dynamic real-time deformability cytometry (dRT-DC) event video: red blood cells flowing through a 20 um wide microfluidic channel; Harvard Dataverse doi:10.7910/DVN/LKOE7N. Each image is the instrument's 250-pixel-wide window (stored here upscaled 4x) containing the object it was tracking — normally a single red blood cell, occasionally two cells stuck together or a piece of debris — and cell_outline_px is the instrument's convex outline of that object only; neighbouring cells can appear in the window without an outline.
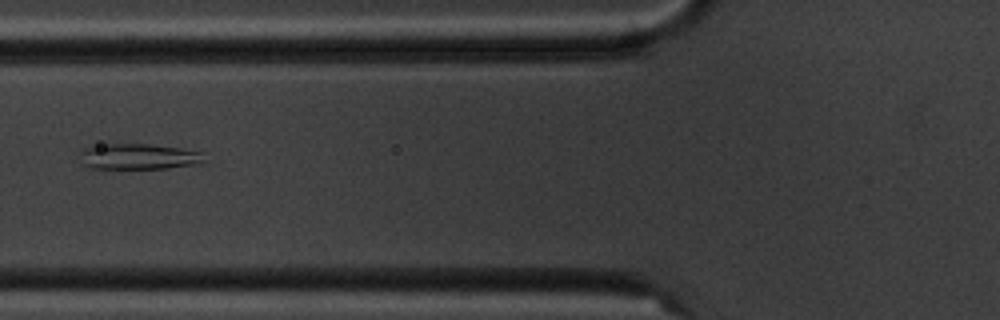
{"species": "common noctule bat (a hibernating species)", "species_latin": "Nyctalus noctula", "temperature_condition": "cold", "stored_images_in_passage": 7, "camera_frame_rate_fps": 3000, "um_per_image_px": 0.085, "animal": {"sex": "male", "body_mass_g": 20.1, "forearm_length_mm": 53.5}, "frame": {"image": 1, "passage_image": 7, "time_ms": 7.667, "image_size_px": [1000, 320], "cell_outline_px": [[204, 164], [168, 168], [92, 168], [84, 164], [80, 152], [84, 148], [100, 144], [148, 144], [180, 148], [204, 152]], "centroid_in_image_um": [11.86, 13.3], "position_along_channel_um": 113.9, "area_um2": 18.67}}